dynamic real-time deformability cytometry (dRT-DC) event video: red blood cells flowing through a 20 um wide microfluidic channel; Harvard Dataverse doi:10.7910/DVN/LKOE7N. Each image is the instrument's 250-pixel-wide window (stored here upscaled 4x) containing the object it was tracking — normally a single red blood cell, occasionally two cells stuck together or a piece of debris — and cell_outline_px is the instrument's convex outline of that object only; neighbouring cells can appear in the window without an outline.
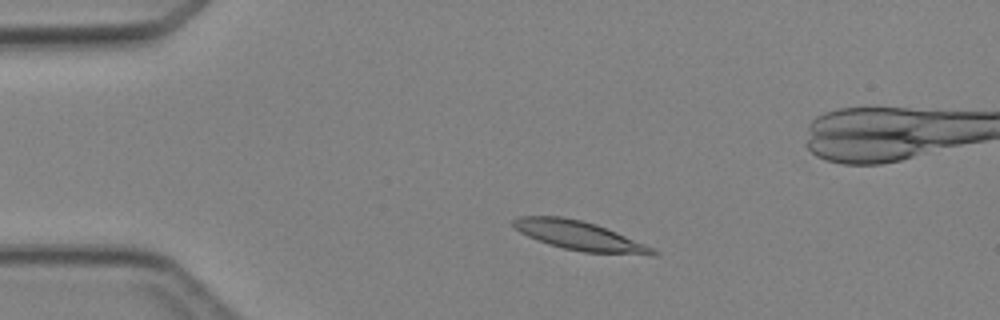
{"species": "Egyptian fruit bat (a non-hibernating species)", "species_latin": "Rousettus aegyptiacus", "temperature_condition": "cold", "stored_images_in_passage": 4, "camera_frame_rate_fps": 3000, "um_per_image_px": 0.085, "animal": {"sex": "female"}, "frame": {"image": 1, "passage_image": 2, "time_ms": 1.333, "image_size_px": [1000, 320], "cell_outline_px": [[660, 252], [652, 256], [648, 256], [584, 252], [564, 248], [548, 244], [528, 236], [520, 232], [512, 224], [512, 220], [516, 216], [560, 216], [580, 220], [596, 224], [656, 248]], "centroid_in_image_um": [49.32, 20.05], "position_along_channel_um": 35.7, "area_um2": 23.81}}